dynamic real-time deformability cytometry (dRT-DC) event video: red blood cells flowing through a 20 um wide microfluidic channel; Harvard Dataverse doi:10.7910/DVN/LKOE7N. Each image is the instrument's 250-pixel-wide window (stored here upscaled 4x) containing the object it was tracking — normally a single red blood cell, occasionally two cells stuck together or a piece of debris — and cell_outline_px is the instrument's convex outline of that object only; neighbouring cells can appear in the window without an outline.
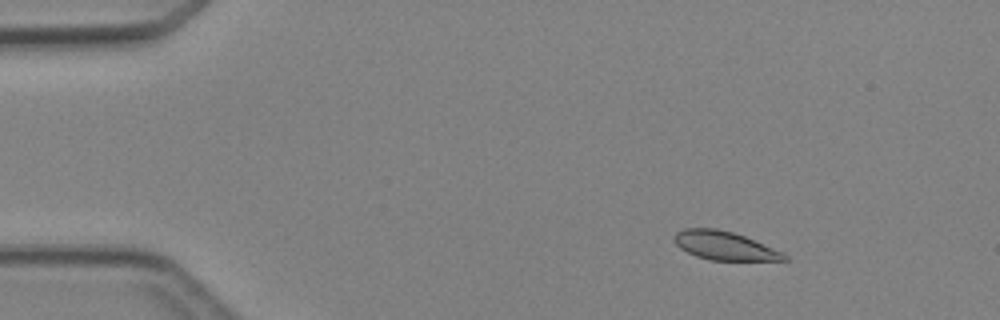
{"species": "Egyptian fruit bat (a non-hibernating species)", "species_latin": "Rousettus aegyptiacus", "temperature_condition": "cold", "stored_images_in_passage": 4, "camera_frame_rate_fps": 3000, "um_per_image_px": 0.085, "animal": {"sex": "female"}, "frame": {"image": 1, "passage_image": 2, "time_ms": 1.0, "image_size_px": [1000, 320], "cell_outline_px": [[788, 260], [708, 260], [696, 256], [680, 248], [672, 240], [676, 232], [684, 228], [716, 228], [732, 232], [744, 236], [784, 252], [788, 256]], "centroid_in_image_um": [61.57, 20.88], "position_along_channel_um": 23.4, "area_um2": 18.32}}
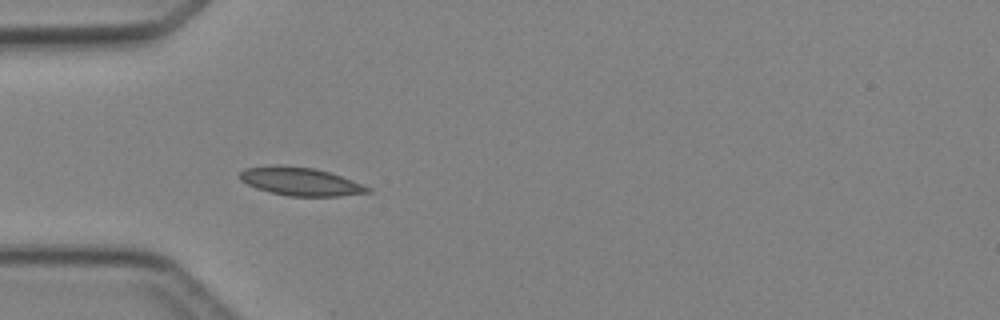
{"frame": {"image": 2, "passage_image": 4, "time_ms": 3.667, "image_size_px": [1000, 320], "cell_outline_px": [[372, 192], [340, 196], [288, 196], [256, 188], [240, 180], [240, 172], [244, 168], [276, 164], [280, 164], [312, 168], [328, 172], [352, 180], [372, 188]], "centroid_in_image_um": [25.53, 15.42], "position_along_channel_um": 59.5, "area_um2": 20.98}}